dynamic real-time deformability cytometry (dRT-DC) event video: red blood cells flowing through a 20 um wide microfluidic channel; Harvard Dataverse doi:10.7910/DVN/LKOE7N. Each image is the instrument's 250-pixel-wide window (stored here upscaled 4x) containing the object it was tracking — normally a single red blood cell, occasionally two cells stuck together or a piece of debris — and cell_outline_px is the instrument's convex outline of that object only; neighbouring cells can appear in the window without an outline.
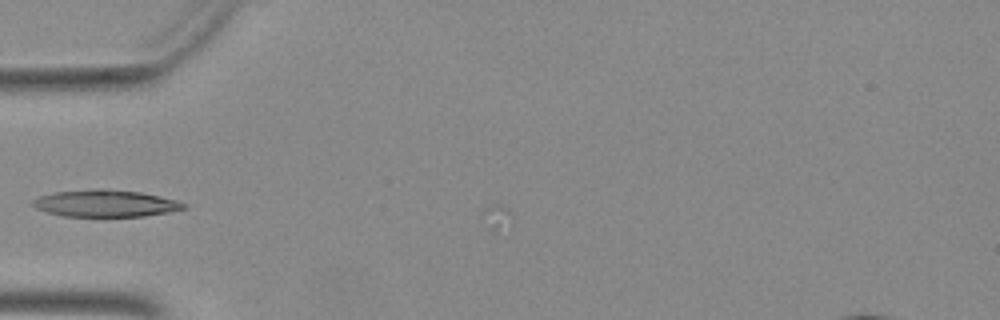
{"species": "Egyptian fruit bat (a non-hibernating species)", "species_latin": "Rousettus aegyptiacus", "temperature_condition": "warm", "stored_images_in_passage": 4, "camera_frame_rate_fps": 3000, "um_per_image_px": 0.085, "animal": {"sex": "female"}, "frame": {"image": 1, "passage_image": 3, "time_ms": 0.667, "image_size_px": [1000, 320], "cell_outline_px": [[188, 208], [168, 212], [144, 216], [64, 216], [48, 212], [36, 208], [32, 204], [32, 200], [40, 196], [56, 192], [140, 192], [160, 196], [176, 200], [188, 204]], "centroid_in_image_um": [9.04, 17.34], "position_along_channel_um": 76.0, "area_um2": 22.37}}